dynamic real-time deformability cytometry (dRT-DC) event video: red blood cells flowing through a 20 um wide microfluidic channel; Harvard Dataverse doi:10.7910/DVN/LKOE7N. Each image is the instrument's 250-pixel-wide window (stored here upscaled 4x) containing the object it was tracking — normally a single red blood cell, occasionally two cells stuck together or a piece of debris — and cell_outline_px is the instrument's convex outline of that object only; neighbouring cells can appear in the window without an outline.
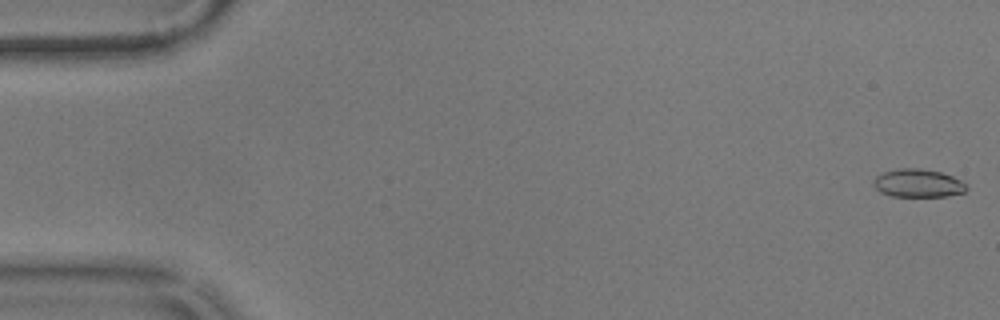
{"species": "common noctule bat (a hibernating species)", "species_latin": "Nyctalus noctula", "temperature_condition": "warm", "stored_images_in_passage": 56, "camera_frame_rate_fps": 3000, "um_per_image_px": 0.085, "animal": {"sex": "male", "body_mass_g": 17.9}, "frame": {"image": 1, "passage_image": 1, "time_ms": 0.0, "image_size_px": [1000, 320], "cell_outline_px": [[968, 188], [964, 192], [948, 196], [892, 196], [880, 192], [872, 184], [872, 180], [876, 176], [884, 172], [896, 168], [920, 168], [940, 172], [952, 176], [960, 180]], "centroid_in_image_um": [77.99, 15.56], "position_along_channel_um": 7.0, "area_um2": 15.26}}
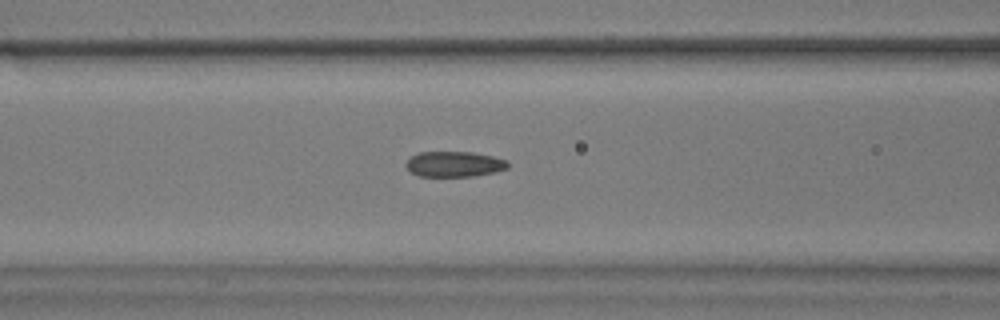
{"frame": {"image": 2, "passage_image": 23, "time_ms": 7.333, "image_size_px": [1000, 320], "cell_outline_px": [[508, 168], [496, 172], [472, 176], [420, 176], [412, 172], [404, 164], [412, 156], [420, 152], [472, 152], [492, 156], [508, 160]], "centroid_in_image_um": [38.64, 13.95], "position_along_channel_um": 128.0, "area_um2": 15.03}}
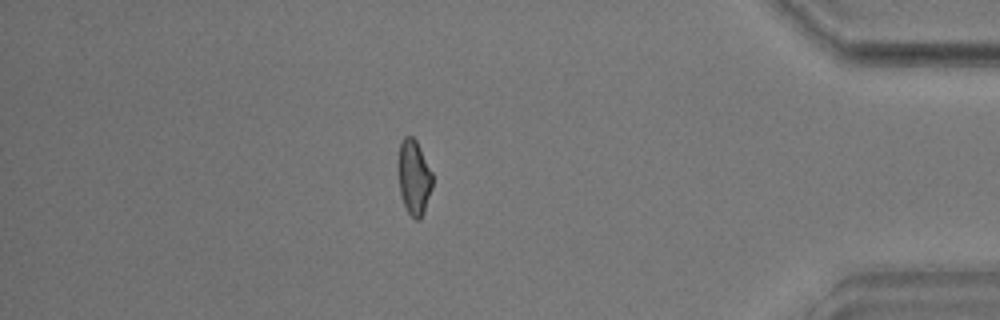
{"frame": {"image": 3, "passage_image": 49, "time_ms": 16.0, "image_size_px": [1000, 320], "cell_outline_px": [[432, 188], [424, 212], [420, 220], [416, 220], [408, 212], [404, 204], [400, 192], [400, 144], [404, 136], [412, 136], [416, 140], [432, 172]], "centroid_in_image_um": [35.22, 15.1], "position_along_channel_um": 400.0, "area_um2": 14.45}, "authors_computed_cell_mechanics": {"area_um2": 15.2881, "velocity_mm_per_s": 3.5836, "shape_relaxation_time_tau1_ms": null, "shape_relaxation_time_tau2_ms": 1.8319, "deformation_change_tau1": null, "deformation_change_tau2": 0.0725}}